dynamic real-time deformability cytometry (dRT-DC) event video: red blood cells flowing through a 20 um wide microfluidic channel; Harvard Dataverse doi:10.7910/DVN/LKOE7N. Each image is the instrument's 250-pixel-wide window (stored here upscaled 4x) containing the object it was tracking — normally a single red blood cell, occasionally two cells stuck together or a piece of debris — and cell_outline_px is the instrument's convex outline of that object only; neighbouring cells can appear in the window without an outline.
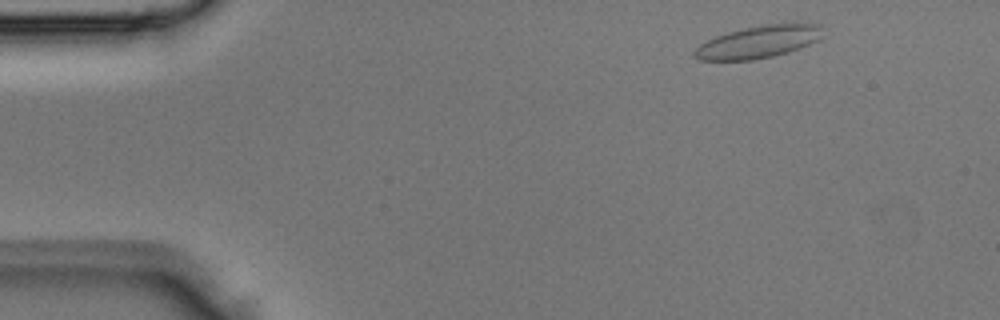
{"species": "Egyptian fruit bat (a non-hibernating species)", "species_latin": "Rousettus aegyptiacus", "temperature_condition": "room temperature", "stored_images_in_passage": 3, "camera_frame_rate_fps": 3000, "um_per_image_px": 0.085, "animal": {"sex": "male"}, "frame": {"image": 1, "passage_image": 1, "time_ms": 0.0, "image_size_px": [1000, 320], "cell_outline_px": [[824, 36], [820, 40], [788, 52], [772, 56], [752, 60], [696, 60], [692, 56], [692, 52], [700, 44], [716, 36], [728, 32], [744, 28], [784, 20], [820, 24]], "centroid_in_image_um": [64.54, 3.52], "position_along_channel_um": 20.5, "area_um2": 24.97}}
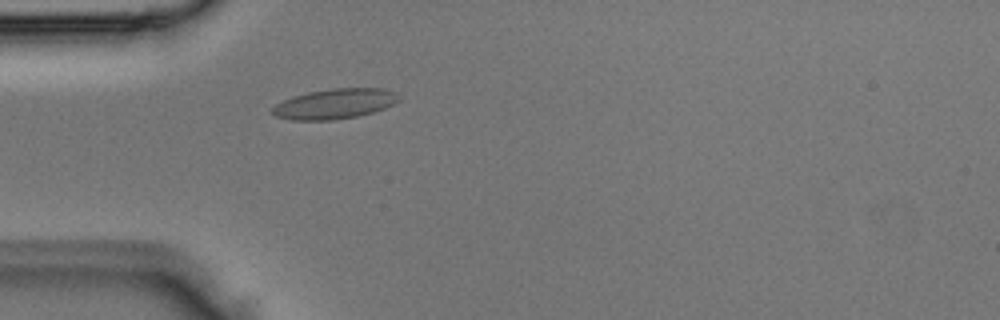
{"frame": {"image": 2, "passage_image": 3, "time_ms": 0.667, "image_size_px": [1000, 320], "cell_outline_px": [[400, 100], [384, 108], [372, 112], [356, 116], [332, 120], [292, 120], [276, 116], [268, 112], [276, 104], [292, 96], [308, 92], [332, 88], [384, 88], [396, 92], [400, 96]], "centroid_in_image_um": [28.44, 8.81], "position_along_channel_um": 56.6, "area_um2": 22.25}}